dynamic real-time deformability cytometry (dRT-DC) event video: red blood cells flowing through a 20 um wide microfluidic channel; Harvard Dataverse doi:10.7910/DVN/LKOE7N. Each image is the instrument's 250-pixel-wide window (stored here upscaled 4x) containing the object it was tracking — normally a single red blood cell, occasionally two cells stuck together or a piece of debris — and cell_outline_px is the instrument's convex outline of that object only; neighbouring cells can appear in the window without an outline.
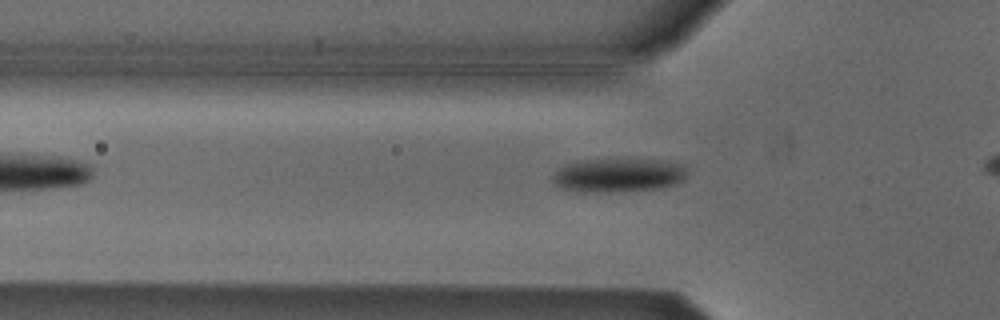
{"species": "Egyptian fruit bat (a non-hibernating species)", "species_latin": "Rousettus aegyptiacus", "temperature_condition": "cold", "stored_images_in_passage": 5, "camera_frame_rate_fps": 3000, "um_per_image_px": 0.085, "animal": {"sex": "male"}, "frame": {"image": 1, "passage_image": 4, "time_ms": 1.0, "image_size_px": [1000, 320], "cell_outline_px": [[688, 168], [684, 180], [676, 184], [660, 188], [608, 192], [576, 192], [560, 188], [552, 184], [552, 176], [560, 168], [568, 164], [580, 160], [624, 156], [668, 160], [688, 164]], "centroid_in_image_um": [52.62, 14.83], "position_along_channel_um": 73.2, "area_um2": 28.09}}